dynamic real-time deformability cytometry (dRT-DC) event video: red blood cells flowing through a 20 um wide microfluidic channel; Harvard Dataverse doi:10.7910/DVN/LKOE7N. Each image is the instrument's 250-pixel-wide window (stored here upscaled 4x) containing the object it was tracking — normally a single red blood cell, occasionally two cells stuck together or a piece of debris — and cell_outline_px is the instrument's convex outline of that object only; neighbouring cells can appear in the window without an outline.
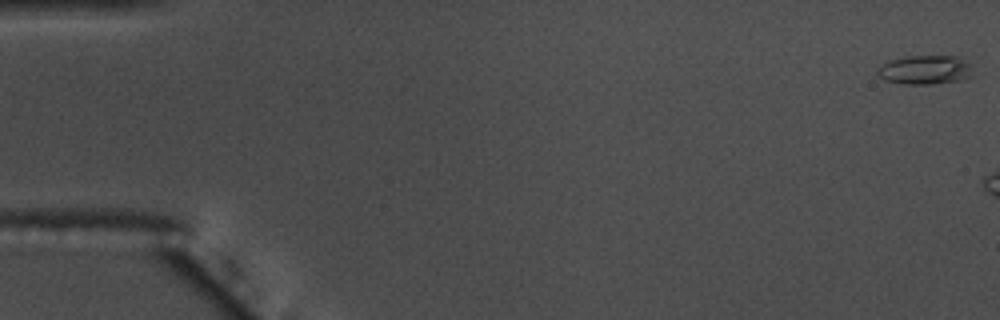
{"species": "common noctule bat (a hibernating species)", "species_latin": "Nyctalus noctula", "temperature_condition": "warm", "stored_images_in_passage": 8, "camera_frame_rate_fps": 3000, "um_per_image_px": 0.085, "animal": {"sex": "male", "body_mass_g": 17.5, "forearm_length_mm": 52.3}, "frame": {"image": 1, "passage_image": 1, "time_ms": 0.0, "image_size_px": [1000, 320], "cell_outline_px": [[976, 76], [960, 80], [932, 84], [904, 84], [884, 80], [876, 76], [876, 72], [880, 64], [888, 60], [904, 56], [960, 56], [972, 64]], "centroid_in_image_um": [78.67, 5.93], "position_along_channel_um": 6.3, "area_um2": 16.82}}